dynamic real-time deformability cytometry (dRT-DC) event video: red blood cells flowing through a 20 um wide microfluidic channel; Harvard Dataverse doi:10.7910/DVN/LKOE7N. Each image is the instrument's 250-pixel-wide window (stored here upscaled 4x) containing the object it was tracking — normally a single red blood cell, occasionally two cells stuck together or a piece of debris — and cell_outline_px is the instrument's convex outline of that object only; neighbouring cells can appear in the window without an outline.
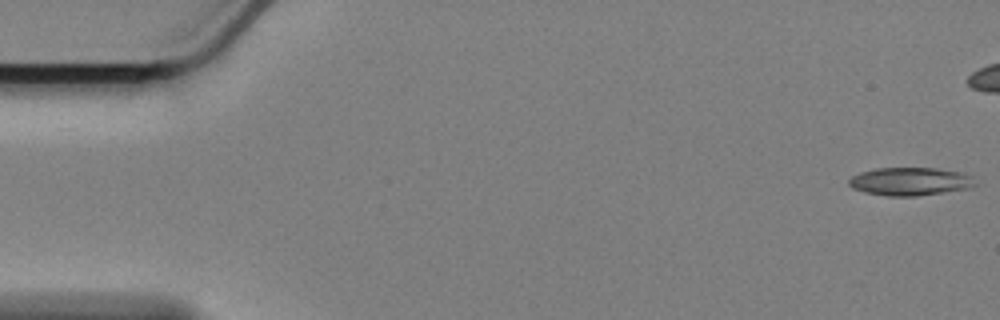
{"species": "Egyptian fruit bat (a non-hibernating species)", "species_latin": "Rousettus aegyptiacus", "temperature_condition": "cold", "stored_images_in_passage": 48, "camera_frame_rate_fps": 3000, "um_per_image_px": 0.085, "animal": {"sex": "female"}, "frame": {"image": 1, "passage_image": 1, "time_ms": 0.0, "image_size_px": [1000, 320], "cell_outline_px": [[976, 184], [964, 188], [916, 196], [888, 196], [864, 192], [852, 188], [848, 184], [848, 180], [852, 176], [860, 172], [876, 168], [936, 168], [964, 172], [972, 176]], "centroid_in_image_um": [77.31, 15.41], "position_along_channel_um": 7.7, "area_um2": 20.52}}
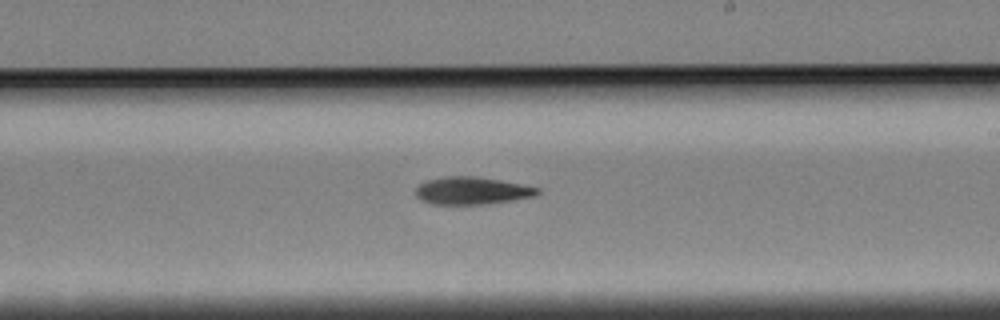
{"frame": {"image": 2, "passage_image": 34, "time_ms": 11.0, "image_size_px": [1000, 320], "cell_outline_px": [[540, 192], [536, 196], [512, 200], [484, 204], [432, 204], [420, 200], [416, 196], [416, 188], [420, 184], [428, 180], [444, 176], [476, 176], [500, 180], [540, 188]], "centroid_in_image_um": [40.11, 16.21], "position_along_channel_um": 248.9, "area_um2": 19.48}}
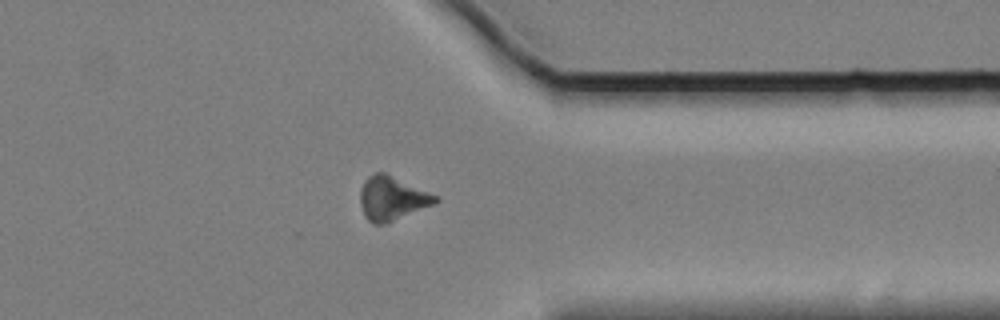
{"frame": {"image": 3, "passage_image": 46, "time_ms": 15.0, "image_size_px": [1000, 320], "cell_outline_px": [[440, 200], [432, 204], [388, 224], [372, 224], [364, 216], [360, 204], [360, 192], [364, 180], [368, 176], [376, 172], [384, 172], [428, 192], [436, 196]], "centroid_in_image_um": [33.27, 16.88], "position_along_channel_um": 378.1, "area_um2": 19.07}}